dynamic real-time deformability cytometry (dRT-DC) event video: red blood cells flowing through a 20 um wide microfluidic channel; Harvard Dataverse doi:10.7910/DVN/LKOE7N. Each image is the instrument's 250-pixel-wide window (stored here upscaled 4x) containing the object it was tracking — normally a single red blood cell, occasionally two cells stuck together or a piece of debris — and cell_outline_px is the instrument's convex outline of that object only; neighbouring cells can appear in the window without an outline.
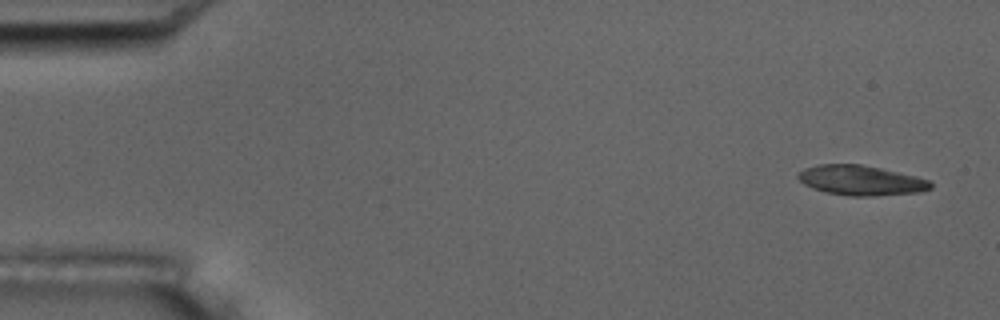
{"species": "common noctule bat (a hibernating species)", "species_latin": "Nyctalus noctula", "temperature_condition": "room temperature", "stored_images_in_passage": 5, "camera_frame_rate_fps": 3000, "um_per_image_px": 0.085, "animal": {"sex": "male", "body_mass_g": 17.5, "forearm_length_mm": 52.3}, "frame": {"image": 1, "passage_image": 1, "time_ms": 0.0, "image_size_px": [1000, 320], "cell_outline_px": [[932, 188], [920, 192], [876, 196], [848, 196], [828, 192], [812, 188], [804, 184], [796, 176], [796, 172], [804, 168], [820, 164], [860, 164], [880, 168], [916, 176], [928, 180], [932, 184]], "centroid_in_image_um": [73.16, 15.33], "position_along_channel_um": 11.8, "area_um2": 23.12}}